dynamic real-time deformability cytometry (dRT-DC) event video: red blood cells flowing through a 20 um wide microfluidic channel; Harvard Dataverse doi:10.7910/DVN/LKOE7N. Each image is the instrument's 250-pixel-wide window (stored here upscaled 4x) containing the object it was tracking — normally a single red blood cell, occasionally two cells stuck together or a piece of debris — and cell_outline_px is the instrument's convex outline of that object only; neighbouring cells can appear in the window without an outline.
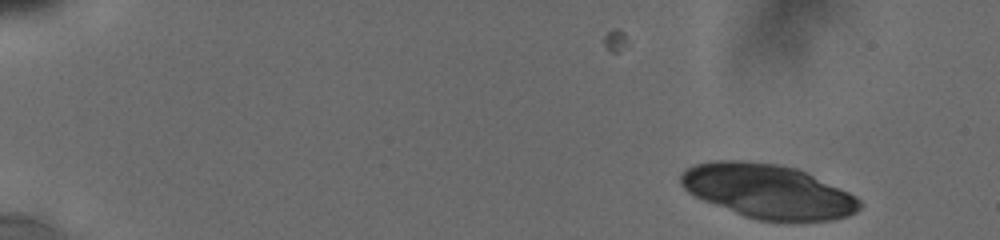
{"species": "human", "species_latin": "Homo sapiens", "temperature_condition": "cold", "stored_images_in_passage": 5, "camera_frame_rate_fps": 3000, "um_per_image_px": 0.085, "donor": {"sex": "male"}, "frame": {"image": 1, "passage_image": 5, "time_ms": 1.667, "image_size_px": [1000, 240], "cell_outline_px": [[860, 208], [856, 212], [848, 216], [832, 220], [760, 220], [744, 216], [704, 200], [688, 192], [680, 184], [680, 176], [688, 168], [696, 164], [716, 160], [740, 160], [780, 164], [796, 168], [848, 192], [856, 196], [860, 200]], "centroid_in_image_um": [65.27, 16.25], "position_along_channel_um": 19.7, "area_um2": 55.66}}